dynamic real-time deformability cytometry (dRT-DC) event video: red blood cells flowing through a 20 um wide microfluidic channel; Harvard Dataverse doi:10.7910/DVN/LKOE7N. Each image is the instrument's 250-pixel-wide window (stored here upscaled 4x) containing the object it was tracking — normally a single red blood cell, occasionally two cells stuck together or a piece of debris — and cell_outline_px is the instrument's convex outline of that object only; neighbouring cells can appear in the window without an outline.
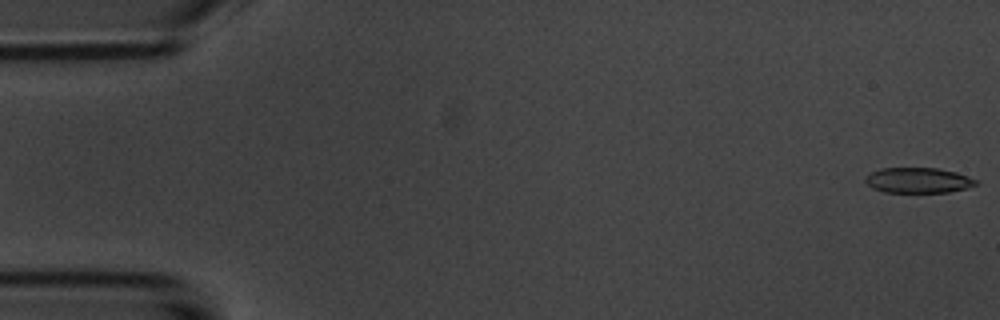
{"species": "common noctule bat (a hibernating species)", "species_latin": "Nyctalus noctula", "temperature_condition": "room temperature", "stored_images_in_passage": 54, "camera_frame_rate_fps": 3000, "um_per_image_px": 0.085, "animal": {"sex": "male", "body_mass_g": 20.1, "forearm_length_mm": 53.5}, "frame": {"image": 1, "passage_image": 1, "time_ms": 0.0, "image_size_px": [1000, 320], "cell_outline_px": [[980, 184], [968, 188], [948, 192], [884, 192], [872, 188], [864, 180], [864, 176], [868, 172], [880, 168], [936, 168], [956, 172], [980, 180]], "centroid_in_image_um": [78.06, 15.32], "position_along_channel_um": 6.9, "area_um2": 16.65}}
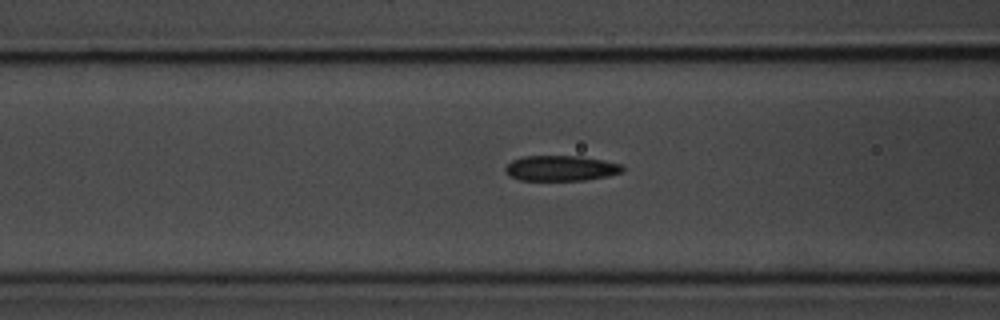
{"frame": {"image": 2, "passage_image": 21, "time_ms": 6.667, "image_size_px": [1000, 320], "cell_outline_px": [[624, 168], [620, 172], [608, 176], [584, 180], [520, 180], [512, 176], [504, 168], [512, 160], [520, 156], [580, 156], [604, 160], [620, 164]], "centroid_in_image_um": [47.67, 14.29], "position_along_channel_um": 118.9, "area_um2": 17.17}}
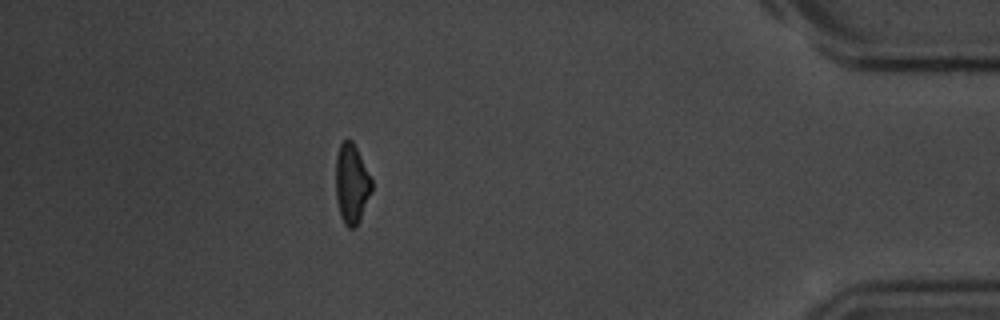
{"frame": {"image": 3, "passage_image": 48, "time_ms": 15.667, "image_size_px": [1000, 320], "cell_outline_px": [[372, 188], [356, 228], [348, 228], [344, 224], [340, 216], [336, 200], [336, 156], [340, 144], [348, 136], [352, 140], [372, 180]], "centroid_in_image_um": [29.86, 15.61], "position_along_channel_um": 405.3, "area_um2": 16.59}, "authors_computed_cell_mechanics": {"area_um2": 17.6001, "velocity_mm_per_s": 3.7212, "shape_relaxation_time_tau1_ms": 3.1054, "shape_relaxation_time_tau2_ms": 1.881, "deformation_change_tau1": 0.1132, "deformation_change_tau2": 0.0865}}